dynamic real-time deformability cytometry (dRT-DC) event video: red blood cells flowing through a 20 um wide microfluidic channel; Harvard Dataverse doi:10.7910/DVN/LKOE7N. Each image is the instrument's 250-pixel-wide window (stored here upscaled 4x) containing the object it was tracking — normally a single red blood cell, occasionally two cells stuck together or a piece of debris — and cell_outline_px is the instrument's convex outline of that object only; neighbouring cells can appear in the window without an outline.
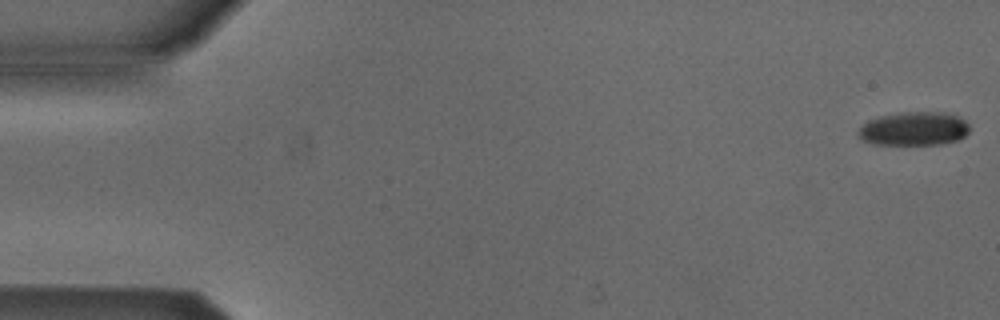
{"species": "Egyptian fruit bat (a non-hibernating species)", "species_latin": "Rousettus aegyptiacus", "temperature_condition": "cold", "stored_images_in_passage": 53, "camera_frame_rate_fps": 3000, "um_per_image_px": 0.085, "animal": {"sex": "male"}, "frame": {"image": 1, "passage_image": 1, "time_ms": 0.0, "image_size_px": [1000, 320], "cell_outline_px": [[968, 132], [964, 136], [956, 140], [940, 144], [876, 144], [860, 140], [856, 132], [868, 120], [880, 116], [904, 112], [940, 112], [956, 116], [964, 120], [968, 124]], "centroid_in_image_um": [77.64, 10.94], "position_along_channel_um": 7.4, "area_um2": 21.62}}
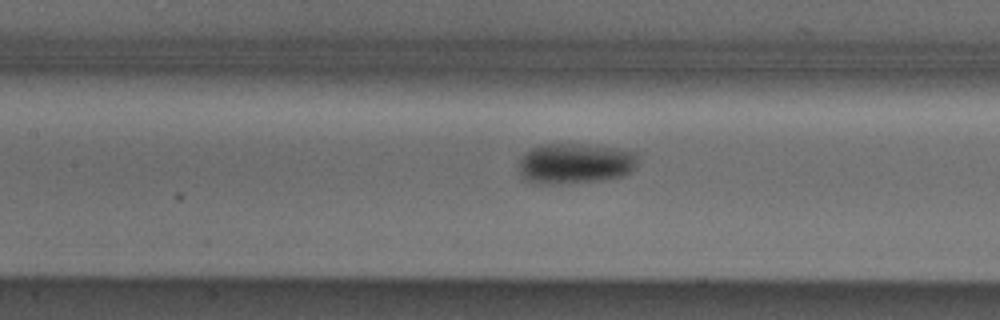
{"frame": {"image": 2, "passage_image": 24, "time_ms": 7.667, "image_size_px": [1000, 320], "cell_outline_px": [[636, 164], [632, 172], [624, 176], [604, 180], [560, 184], [528, 180], [520, 176], [516, 168], [520, 156], [524, 152], [532, 148], [544, 144], [576, 144], [616, 148], [636, 152]], "centroid_in_image_um": [48.86, 13.89], "position_along_channel_um": 158.5, "area_um2": 28.21}}
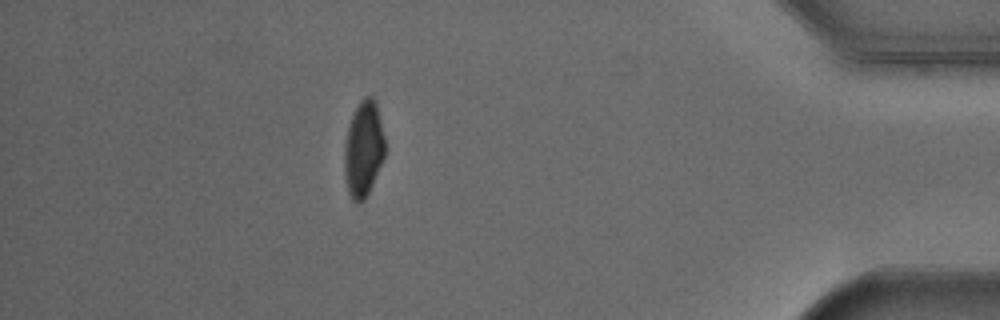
{"frame": {"image": 3, "passage_image": 47, "time_ms": 15.333, "image_size_px": [1000, 320], "cell_outline_px": [[384, 156], [372, 184], [364, 200], [360, 204], [352, 200], [348, 192], [344, 172], [344, 144], [348, 128], [352, 116], [360, 100], [364, 96], [372, 96], [376, 100], [384, 136]], "centroid_in_image_um": [30.88, 12.65], "position_along_channel_um": 404.3, "area_um2": 22.54}, "authors_computed_cell_mechanics": {"area_um2": 24.1604, "velocity_mm_per_s": 3.8551, "shape_relaxation_time_tau1_ms": 3.1707, "shape_relaxation_time_tau2_ms": null, "deformation_change_tau1": 0.11, "deformation_change_tau2": null}}